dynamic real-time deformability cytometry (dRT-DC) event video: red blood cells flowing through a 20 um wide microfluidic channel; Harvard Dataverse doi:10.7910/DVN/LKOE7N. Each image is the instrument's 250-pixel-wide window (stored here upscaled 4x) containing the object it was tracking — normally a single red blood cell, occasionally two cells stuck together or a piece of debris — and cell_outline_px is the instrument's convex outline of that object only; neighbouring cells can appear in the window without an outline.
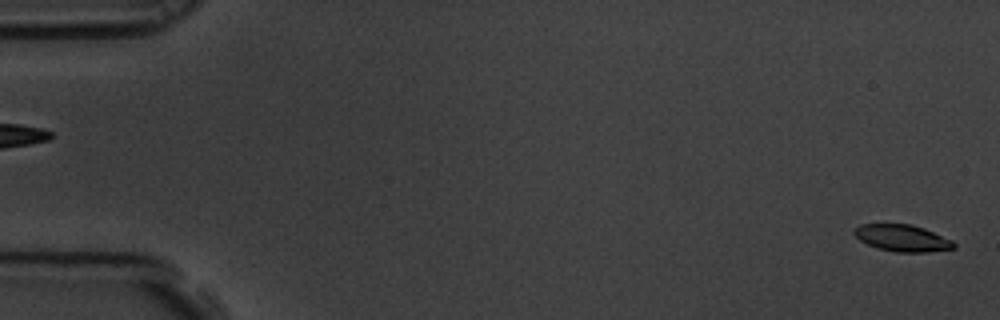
{"species": "common noctule bat (a hibernating species)", "species_latin": "Nyctalus noctula", "temperature_condition": "room temperature", "stored_images_in_passage": 5, "camera_frame_rate_fps": 3000, "um_per_image_px": 0.085, "animal": {"sex": "male", "body_mass_g": 19.5, "forearm_length_mm": 54.6}, "frame": {"image": 1, "passage_image": 1, "time_ms": 0.0, "image_size_px": [1000, 320], "cell_outline_px": [[956, 248], [928, 252], [896, 252], [876, 248], [860, 240], [852, 232], [860, 224], [912, 224], [924, 228], [952, 240], [956, 244]], "centroid_in_image_um": [76.71, 20.24], "position_along_channel_um": 8.3, "area_um2": 15.55}}
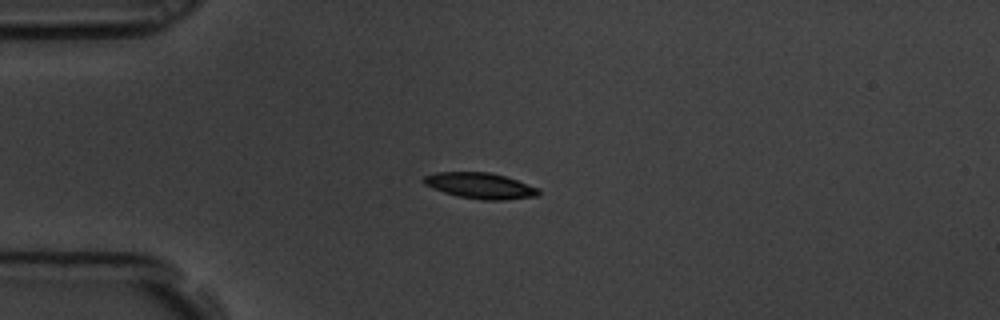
{"frame": {"image": 2, "passage_image": 5, "time_ms": 1.333, "image_size_px": [1000, 320], "cell_outline_px": [[540, 196], [504, 200], [480, 200], [456, 196], [432, 188], [424, 184], [420, 180], [424, 176], [436, 172], [488, 172], [504, 176], [540, 188]], "centroid_in_image_um": [40.81, 15.79], "position_along_channel_um": 44.2, "area_um2": 17.51}}